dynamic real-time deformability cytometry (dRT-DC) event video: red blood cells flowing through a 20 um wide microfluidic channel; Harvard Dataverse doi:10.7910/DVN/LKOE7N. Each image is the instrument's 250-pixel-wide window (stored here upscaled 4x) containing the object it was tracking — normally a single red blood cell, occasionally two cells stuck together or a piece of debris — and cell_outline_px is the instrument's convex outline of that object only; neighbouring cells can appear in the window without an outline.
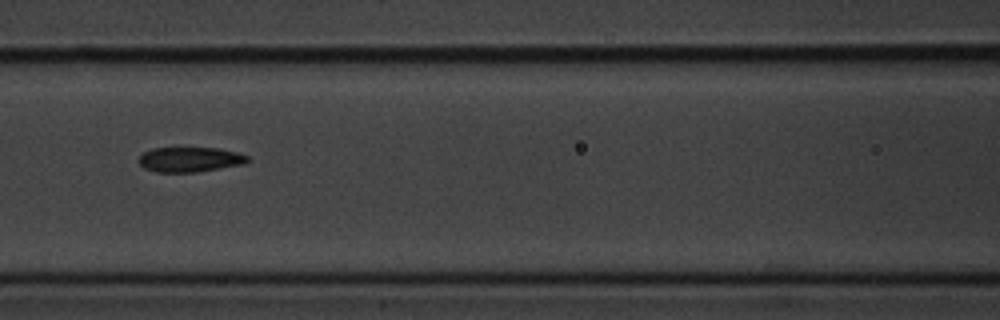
{"species": "common noctule bat (a hibernating species)", "species_latin": "Nyctalus noctula", "temperature_condition": "cold", "stored_images_in_passage": 9, "camera_frame_rate_fps": 3000, "um_per_image_px": 0.085, "animal": {"sex": "male", "body_mass_g": 20.1, "forearm_length_mm": 53.5}, "frame": {"image": 1, "passage_image": 6, "time_ms": 1.667, "image_size_px": [1000, 320], "cell_outline_px": [[248, 160], [244, 164], [196, 172], [156, 172], [144, 168], [136, 160], [144, 152], [152, 148], [220, 148], [236, 152], [248, 156]], "centroid_in_image_um": [16.11, 13.55], "position_along_channel_um": 150.5, "area_um2": 15.78}}
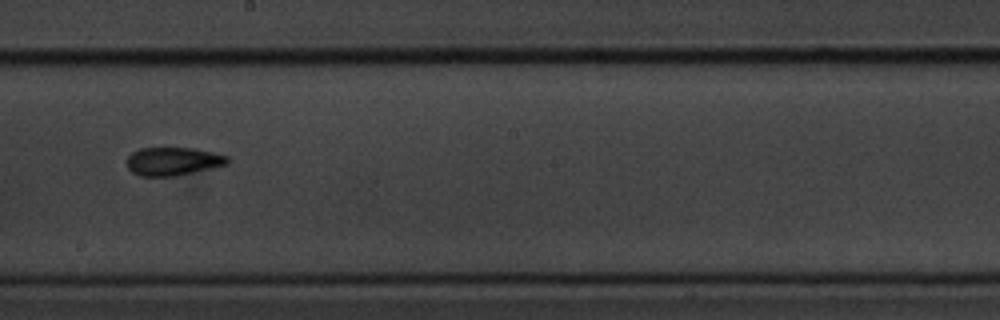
{"frame": {"image": 2, "passage_image": 8, "time_ms": 2.333, "image_size_px": [1000, 320], "cell_outline_px": [[232, 160], [228, 164], [176, 176], [140, 176], [132, 172], [128, 168], [128, 156], [132, 152], [140, 148], [196, 148], [216, 152], [228, 156]], "centroid_in_image_um": [14.76, 13.7], "position_along_channel_um": 233.4, "area_um2": 16.7}}
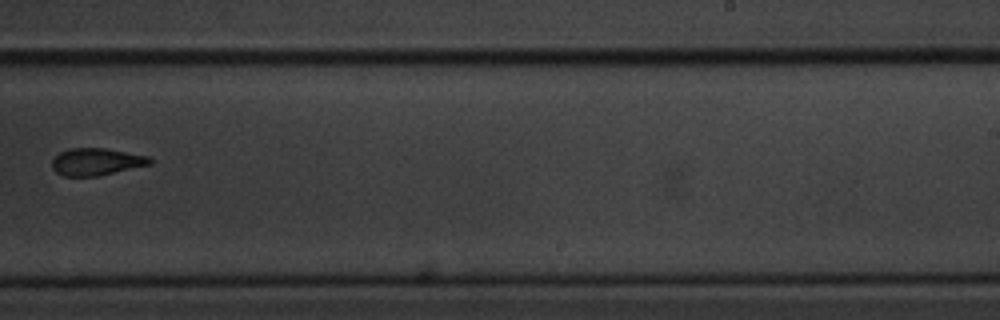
{"frame": {"image": 3, "passage_image": 9, "time_ms": 2.667, "image_size_px": [1000, 320], "cell_outline_px": [[152, 164], [100, 176], [64, 176], [56, 172], [52, 168], [52, 160], [60, 152], [68, 148], [104, 148], [148, 156], [152, 160]], "centroid_in_image_um": [8.19, 13.75], "position_along_channel_um": 280.8, "area_um2": 15.55}}